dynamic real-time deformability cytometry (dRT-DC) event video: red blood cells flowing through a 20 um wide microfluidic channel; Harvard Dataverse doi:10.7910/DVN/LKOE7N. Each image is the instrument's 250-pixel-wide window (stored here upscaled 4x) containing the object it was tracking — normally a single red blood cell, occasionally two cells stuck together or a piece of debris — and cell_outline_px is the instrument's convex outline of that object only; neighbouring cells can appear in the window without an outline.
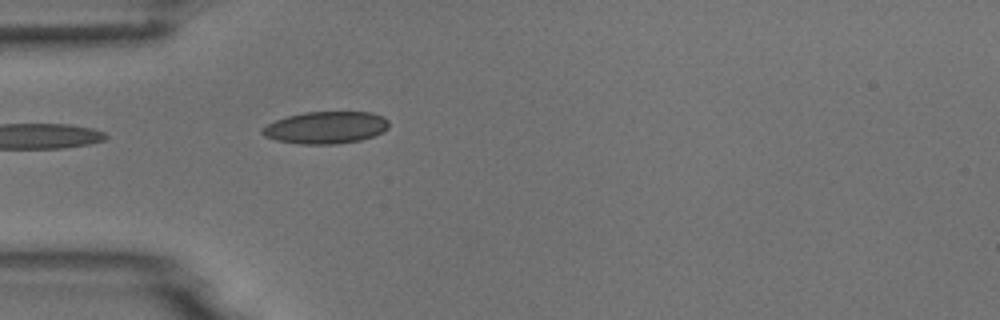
{"species": "common noctule bat (a hibernating species)", "species_latin": "Nyctalus noctula", "temperature_condition": "room temperature", "stored_images_in_passage": 5, "camera_frame_rate_fps": 3000, "um_per_image_px": 0.085, "animal": {"sex": "male", "body_mass_g": 18.8}, "frame": {"image": 1, "passage_image": 5, "time_ms": 4.667, "image_size_px": [1000, 320], "cell_outline_px": [[388, 128], [384, 132], [360, 140], [336, 144], [300, 144], [276, 140], [264, 136], [260, 132], [260, 128], [276, 120], [288, 116], [304, 112], [372, 112], [384, 116], [388, 120]], "centroid_in_image_um": [27.7, 10.84], "position_along_channel_um": 57.3, "area_um2": 23.81}}